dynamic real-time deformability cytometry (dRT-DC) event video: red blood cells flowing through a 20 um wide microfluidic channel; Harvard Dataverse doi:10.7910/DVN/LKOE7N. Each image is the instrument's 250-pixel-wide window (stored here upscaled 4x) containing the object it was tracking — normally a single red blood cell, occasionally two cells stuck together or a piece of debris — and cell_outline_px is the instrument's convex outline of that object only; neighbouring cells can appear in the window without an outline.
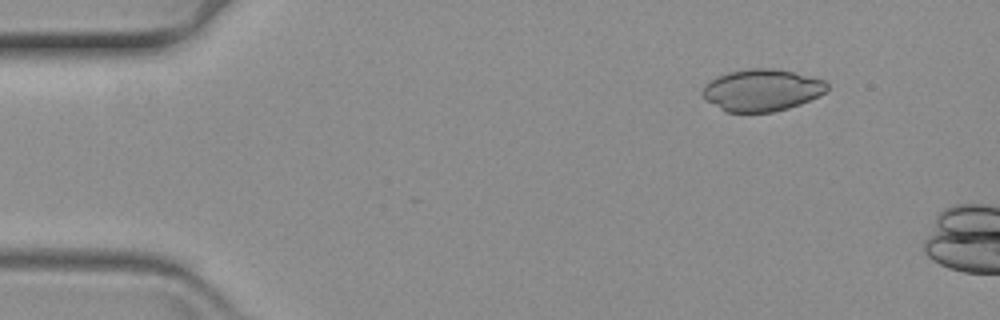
{"species": "common noctule bat (a hibernating species)", "species_latin": "Nyctalus noctula", "temperature_condition": "warm", "stored_images_in_passage": 7, "camera_frame_rate_fps": 3000, "um_per_image_px": 0.085, "animal": {"sex": "female", "body_mass_g": 19.3, "forearm_length_mm": 54.1}, "frame": {"image": 1, "passage_image": 1, "time_ms": 0.0, "image_size_px": [1000, 320], "cell_outline_px": [[828, 88], [820, 96], [800, 104], [788, 108], [772, 112], [728, 112], [720, 108], [708, 100], [700, 92], [704, 84], [728, 72], [748, 68], [776, 68], [824, 80], [828, 84]], "centroid_in_image_um": [64.77, 7.65], "position_along_channel_um": 20.2, "area_um2": 30.23}}